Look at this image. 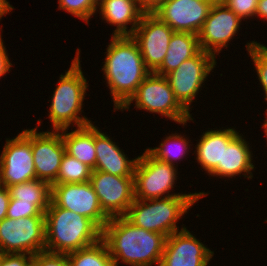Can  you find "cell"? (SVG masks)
<instances>
[{"label": "cell", "mask_w": 267, "mask_h": 266, "mask_svg": "<svg viewBox=\"0 0 267 266\" xmlns=\"http://www.w3.org/2000/svg\"><path fill=\"white\" fill-rule=\"evenodd\" d=\"M79 53L77 50L76 57L65 75H60L59 85L53 94L49 118L55 131L67 129L72 122L78 128L92 124L85 116H78L88 87L81 71Z\"/></svg>", "instance_id": "5"}, {"label": "cell", "mask_w": 267, "mask_h": 266, "mask_svg": "<svg viewBox=\"0 0 267 266\" xmlns=\"http://www.w3.org/2000/svg\"><path fill=\"white\" fill-rule=\"evenodd\" d=\"M26 253H4L0 266H28L33 261V255Z\"/></svg>", "instance_id": "33"}, {"label": "cell", "mask_w": 267, "mask_h": 266, "mask_svg": "<svg viewBox=\"0 0 267 266\" xmlns=\"http://www.w3.org/2000/svg\"><path fill=\"white\" fill-rule=\"evenodd\" d=\"M258 1L259 0H222L221 3L232 10L241 19H245L255 15Z\"/></svg>", "instance_id": "31"}, {"label": "cell", "mask_w": 267, "mask_h": 266, "mask_svg": "<svg viewBox=\"0 0 267 266\" xmlns=\"http://www.w3.org/2000/svg\"><path fill=\"white\" fill-rule=\"evenodd\" d=\"M33 262L37 266H69L67 254L52 253L46 250L33 255Z\"/></svg>", "instance_id": "32"}, {"label": "cell", "mask_w": 267, "mask_h": 266, "mask_svg": "<svg viewBox=\"0 0 267 266\" xmlns=\"http://www.w3.org/2000/svg\"><path fill=\"white\" fill-rule=\"evenodd\" d=\"M59 9L66 10L67 12L83 19L88 23V19L95 13L97 3L95 0H58Z\"/></svg>", "instance_id": "29"}, {"label": "cell", "mask_w": 267, "mask_h": 266, "mask_svg": "<svg viewBox=\"0 0 267 266\" xmlns=\"http://www.w3.org/2000/svg\"><path fill=\"white\" fill-rule=\"evenodd\" d=\"M36 130L31 129L36 178L52 185L57 179L66 148L59 131L37 133Z\"/></svg>", "instance_id": "16"}, {"label": "cell", "mask_w": 267, "mask_h": 266, "mask_svg": "<svg viewBox=\"0 0 267 266\" xmlns=\"http://www.w3.org/2000/svg\"><path fill=\"white\" fill-rule=\"evenodd\" d=\"M102 0H95V2L98 4V3H100Z\"/></svg>", "instance_id": "43"}, {"label": "cell", "mask_w": 267, "mask_h": 266, "mask_svg": "<svg viewBox=\"0 0 267 266\" xmlns=\"http://www.w3.org/2000/svg\"><path fill=\"white\" fill-rule=\"evenodd\" d=\"M34 203L10 199L7 209V217L13 219L25 217H45Z\"/></svg>", "instance_id": "30"}, {"label": "cell", "mask_w": 267, "mask_h": 266, "mask_svg": "<svg viewBox=\"0 0 267 266\" xmlns=\"http://www.w3.org/2000/svg\"><path fill=\"white\" fill-rule=\"evenodd\" d=\"M239 134L234 129L210 130L205 132L197 144V161L211 175L222 176L223 144Z\"/></svg>", "instance_id": "19"}, {"label": "cell", "mask_w": 267, "mask_h": 266, "mask_svg": "<svg viewBox=\"0 0 267 266\" xmlns=\"http://www.w3.org/2000/svg\"><path fill=\"white\" fill-rule=\"evenodd\" d=\"M44 216L48 252L69 254L101 239L102 230L91 219L57 207L52 201Z\"/></svg>", "instance_id": "3"}, {"label": "cell", "mask_w": 267, "mask_h": 266, "mask_svg": "<svg viewBox=\"0 0 267 266\" xmlns=\"http://www.w3.org/2000/svg\"><path fill=\"white\" fill-rule=\"evenodd\" d=\"M92 169L65 152L54 183H84L90 181Z\"/></svg>", "instance_id": "26"}, {"label": "cell", "mask_w": 267, "mask_h": 266, "mask_svg": "<svg viewBox=\"0 0 267 266\" xmlns=\"http://www.w3.org/2000/svg\"><path fill=\"white\" fill-rule=\"evenodd\" d=\"M216 65L215 57L203 50L185 60L176 70L166 75L179 103L189 112V105L201 84Z\"/></svg>", "instance_id": "11"}, {"label": "cell", "mask_w": 267, "mask_h": 266, "mask_svg": "<svg viewBox=\"0 0 267 266\" xmlns=\"http://www.w3.org/2000/svg\"><path fill=\"white\" fill-rule=\"evenodd\" d=\"M45 217L4 218L0 221V251L35 255L45 250Z\"/></svg>", "instance_id": "7"}, {"label": "cell", "mask_w": 267, "mask_h": 266, "mask_svg": "<svg viewBox=\"0 0 267 266\" xmlns=\"http://www.w3.org/2000/svg\"><path fill=\"white\" fill-rule=\"evenodd\" d=\"M3 254L4 253L0 251V260H1L2 256H3Z\"/></svg>", "instance_id": "42"}, {"label": "cell", "mask_w": 267, "mask_h": 266, "mask_svg": "<svg viewBox=\"0 0 267 266\" xmlns=\"http://www.w3.org/2000/svg\"><path fill=\"white\" fill-rule=\"evenodd\" d=\"M213 252L185 227L166 238L159 266H208Z\"/></svg>", "instance_id": "17"}, {"label": "cell", "mask_w": 267, "mask_h": 266, "mask_svg": "<svg viewBox=\"0 0 267 266\" xmlns=\"http://www.w3.org/2000/svg\"><path fill=\"white\" fill-rule=\"evenodd\" d=\"M246 47L254 62L267 101V47L254 41L248 43Z\"/></svg>", "instance_id": "28"}, {"label": "cell", "mask_w": 267, "mask_h": 266, "mask_svg": "<svg viewBox=\"0 0 267 266\" xmlns=\"http://www.w3.org/2000/svg\"><path fill=\"white\" fill-rule=\"evenodd\" d=\"M28 266H37L33 261Z\"/></svg>", "instance_id": "40"}, {"label": "cell", "mask_w": 267, "mask_h": 266, "mask_svg": "<svg viewBox=\"0 0 267 266\" xmlns=\"http://www.w3.org/2000/svg\"><path fill=\"white\" fill-rule=\"evenodd\" d=\"M138 5L145 13H153L166 0H137Z\"/></svg>", "instance_id": "35"}, {"label": "cell", "mask_w": 267, "mask_h": 266, "mask_svg": "<svg viewBox=\"0 0 267 266\" xmlns=\"http://www.w3.org/2000/svg\"><path fill=\"white\" fill-rule=\"evenodd\" d=\"M136 107L149 112L160 113L179 124L193 120L190 113L179 103L173 93L166 76L151 72L138 87L136 93L121 108L129 109L132 101Z\"/></svg>", "instance_id": "6"}, {"label": "cell", "mask_w": 267, "mask_h": 266, "mask_svg": "<svg viewBox=\"0 0 267 266\" xmlns=\"http://www.w3.org/2000/svg\"><path fill=\"white\" fill-rule=\"evenodd\" d=\"M251 152L242 136L236 135L229 144H223L222 177H233L254 169Z\"/></svg>", "instance_id": "23"}, {"label": "cell", "mask_w": 267, "mask_h": 266, "mask_svg": "<svg viewBox=\"0 0 267 266\" xmlns=\"http://www.w3.org/2000/svg\"><path fill=\"white\" fill-rule=\"evenodd\" d=\"M13 7L7 2V0H0V19L1 17L11 11Z\"/></svg>", "instance_id": "38"}, {"label": "cell", "mask_w": 267, "mask_h": 266, "mask_svg": "<svg viewBox=\"0 0 267 266\" xmlns=\"http://www.w3.org/2000/svg\"><path fill=\"white\" fill-rule=\"evenodd\" d=\"M205 195L200 192L166 195L163 198L152 200L134 199L124 217L136 227L168 237L179 230L176 225L177 220ZM146 201H149L150 204Z\"/></svg>", "instance_id": "4"}, {"label": "cell", "mask_w": 267, "mask_h": 266, "mask_svg": "<svg viewBox=\"0 0 267 266\" xmlns=\"http://www.w3.org/2000/svg\"><path fill=\"white\" fill-rule=\"evenodd\" d=\"M10 199L32 202L43 213L51 202V185L43 180L34 179L8 187Z\"/></svg>", "instance_id": "24"}, {"label": "cell", "mask_w": 267, "mask_h": 266, "mask_svg": "<svg viewBox=\"0 0 267 266\" xmlns=\"http://www.w3.org/2000/svg\"><path fill=\"white\" fill-rule=\"evenodd\" d=\"M90 182L103 212L109 218L125 216L135 199L134 177H121L92 170Z\"/></svg>", "instance_id": "12"}, {"label": "cell", "mask_w": 267, "mask_h": 266, "mask_svg": "<svg viewBox=\"0 0 267 266\" xmlns=\"http://www.w3.org/2000/svg\"><path fill=\"white\" fill-rule=\"evenodd\" d=\"M36 179L31 149V129L6 141L0 157V185L10 187Z\"/></svg>", "instance_id": "9"}, {"label": "cell", "mask_w": 267, "mask_h": 266, "mask_svg": "<svg viewBox=\"0 0 267 266\" xmlns=\"http://www.w3.org/2000/svg\"><path fill=\"white\" fill-rule=\"evenodd\" d=\"M173 30L153 13H144L131 35L137 42L146 67L155 72L163 63Z\"/></svg>", "instance_id": "13"}, {"label": "cell", "mask_w": 267, "mask_h": 266, "mask_svg": "<svg viewBox=\"0 0 267 266\" xmlns=\"http://www.w3.org/2000/svg\"><path fill=\"white\" fill-rule=\"evenodd\" d=\"M263 127L265 128L264 131H265L266 136H267V118L265 119V123L263 124Z\"/></svg>", "instance_id": "39"}, {"label": "cell", "mask_w": 267, "mask_h": 266, "mask_svg": "<svg viewBox=\"0 0 267 266\" xmlns=\"http://www.w3.org/2000/svg\"><path fill=\"white\" fill-rule=\"evenodd\" d=\"M51 201L57 206L91 219L101 230L109 221L103 212L90 181L84 183H53Z\"/></svg>", "instance_id": "10"}, {"label": "cell", "mask_w": 267, "mask_h": 266, "mask_svg": "<svg viewBox=\"0 0 267 266\" xmlns=\"http://www.w3.org/2000/svg\"><path fill=\"white\" fill-rule=\"evenodd\" d=\"M255 15L267 20V0H259Z\"/></svg>", "instance_id": "37"}, {"label": "cell", "mask_w": 267, "mask_h": 266, "mask_svg": "<svg viewBox=\"0 0 267 266\" xmlns=\"http://www.w3.org/2000/svg\"><path fill=\"white\" fill-rule=\"evenodd\" d=\"M6 48L2 44L0 46V77L4 76L5 73L10 71L11 63L9 62L10 60L8 59V56L6 54Z\"/></svg>", "instance_id": "36"}, {"label": "cell", "mask_w": 267, "mask_h": 266, "mask_svg": "<svg viewBox=\"0 0 267 266\" xmlns=\"http://www.w3.org/2000/svg\"><path fill=\"white\" fill-rule=\"evenodd\" d=\"M216 0H166L153 14L174 32L199 34Z\"/></svg>", "instance_id": "14"}, {"label": "cell", "mask_w": 267, "mask_h": 266, "mask_svg": "<svg viewBox=\"0 0 267 266\" xmlns=\"http://www.w3.org/2000/svg\"><path fill=\"white\" fill-rule=\"evenodd\" d=\"M166 236L134 226L124 216L110 218L102 229L114 266L118 261L131 266H152L161 263Z\"/></svg>", "instance_id": "1"}, {"label": "cell", "mask_w": 267, "mask_h": 266, "mask_svg": "<svg viewBox=\"0 0 267 266\" xmlns=\"http://www.w3.org/2000/svg\"><path fill=\"white\" fill-rule=\"evenodd\" d=\"M10 193L7 187L0 185V221L7 217Z\"/></svg>", "instance_id": "34"}, {"label": "cell", "mask_w": 267, "mask_h": 266, "mask_svg": "<svg viewBox=\"0 0 267 266\" xmlns=\"http://www.w3.org/2000/svg\"><path fill=\"white\" fill-rule=\"evenodd\" d=\"M69 266H114L106 243H97L67 254Z\"/></svg>", "instance_id": "25"}, {"label": "cell", "mask_w": 267, "mask_h": 266, "mask_svg": "<svg viewBox=\"0 0 267 266\" xmlns=\"http://www.w3.org/2000/svg\"><path fill=\"white\" fill-rule=\"evenodd\" d=\"M241 20L220 1H215L198 34L200 49L215 57L216 52L227 47L226 43L236 34Z\"/></svg>", "instance_id": "15"}, {"label": "cell", "mask_w": 267, "mask_h": 266, "mask_svg": "<svg viewBox=\"0 0 267 266\" xmlns=\"http://www.w3.org/2000/svg\"><path fill=\"white\" fill-rule=\"evenodd\" d=\"M172 141V142H171ZM173 146L176 147L175 153L173 154L172 151L170 150V146L169 143ZM161 147H156L154 149L148 148L146 149L154 158L163 161V162H167L170 165H174L173 164V160H179L181 159L182 155L184 153H186L187 149H188V141H186V139L180 135H173L166 137V140L160 144ZM181 146V147H180ZM178 147H180L181 149H179ZM177 151V152H176ZM179 152V154H178ZM181 154V155H180ZM176 155V156H175ZM180 155V156H179Z\"/></svg>", "instance_id": "27"}, {"label": "cell", "mask_w": 267, "mask_h": 266, "mask_svg": "<svg viewBox=\"0 0 267 266\" xmlns=\"http://www.w3.org/2000/svg\"><path fill=\"white\" fill-rule=\"evenodd\" d=\"M174 165L154 158L147 150L138 160L134 170V198L139 200L159 199L173 188L176 180Z\"/></svg>", "instance_id": "8"}, {"label": "cell", "mask_w": 267, "mask_h": 266, "mask_svg": "<svg viewBox=\"0 0 267 266\" xmlns=\"http://www.w3.org/2000/svg\"><path fill=\"white\" fill-rule=\"evenodd\" d=\"M2 37H1V35H0V46L3 44V42H2V39H1Z\"/></svg>", "instance_id": "41"}, {"label": "cell", "mask_w": 267, "mask_h": 266, "mask_svg": "<svg viewBox=\"0 0 267 266\" xmlns=\"http://www.w3.org/2000/svg\"><path fill=\"white\" fill-rule=\"evenodd\" d=\"M61 131L66 153L95 170V126L89 124L70 133H66V129Z\"/></svg>", "instance_id": "22"}, {"label": "cell", "mask_w": 267, "mask_h": 266, "mask_svg": "<svg viewBox=\"0 0 267 266\" xmlns=\"http://www.w3.org/2000/svg\"><path fill=\"white\" fill-rule=\"evenodd\" d=\"M198 35L187 32H173L167 54L156 74L166 76L176 70L185 60L200 51Z\"/></svg>", "instance_id": "21"}, {"label": "cell", "mask_w": 267, "mask_h": 266, "mask_svg": "<svg viewBox=\"0 0 267 266\" xmlns=\"http://www.w3.org/2000/svg\"><path fill=\"white\" fill-rule=\"evenodd\" d=\"M102 70L113 96L115 109H121L151 73L140 48L131 35L112 36Z\"/></svg>", "instance_id": "2"}, {"label": "cell", "mask_w": 267, "mask_h": 266, "mask_svg": "<svg viewBox=\"0 0 267 266\" xmlns=\"http://www.w3.org/2000/svg\"><path fill=\"white\" fill-rule=\"evenodd\" d=\"M95 170L103 171L115 176L134 177V170L138 157L127 160L125 154L104 133L95 126Z\"/></svg>", "instance_id": "18"}, {"label": "cell", "mask_w": 267, "mask_h": 266, "mask_svg": "<svg viewBox=\"0 0 267 266\" xmlns=\"http://www.w3.org/2000/svg\"><path fill=\"white\" fill-rule=\"evenodd\" d=\"M99 4L103 20L117 26L113 34L117 36L132 35L145 13L137 0H102ZM128 23H132V27L127 31Z\"/></svg>", "instance_id": "20"}]
</instances>
